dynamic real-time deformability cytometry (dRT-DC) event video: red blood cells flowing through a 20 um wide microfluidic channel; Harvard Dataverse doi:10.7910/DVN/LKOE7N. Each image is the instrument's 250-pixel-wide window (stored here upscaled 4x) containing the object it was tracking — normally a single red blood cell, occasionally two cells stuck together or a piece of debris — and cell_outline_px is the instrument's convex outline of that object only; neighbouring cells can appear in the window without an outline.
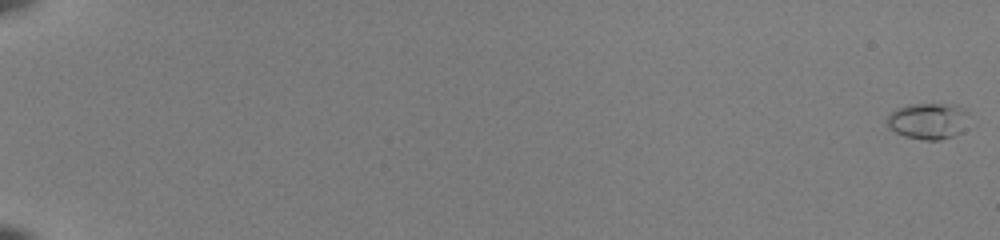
{"species": "common noctule bat (a hibernating species)", "species_latin": "Nyctalus noctula", "temperature_condition": "room temperature", "stored_images_in_passage": 55, "camera_frame_rate_fps": 3000, "um_per_image_px": 0.085, "animal": {"sex": "female", "body_mass_g": 22.0, "forearm_length_mm": 56.7}, "frame": {"image": 1, "passage_image": 1, "time_ms": 0.0, "image_size_px": [1000, 240], "cell_outline_px": [[968, 112], [960, 132], [952, 136], [940, 140], [924, 140], [904, 136], [896, 132], [888, 124], [888, 116], [896, 108], [908, 104], [956, 104], [964, 108]], "centroid_in_image_um": [78.88, 10.27], "position_along_channel_um": 6.1, "area_um2": 16.99}}
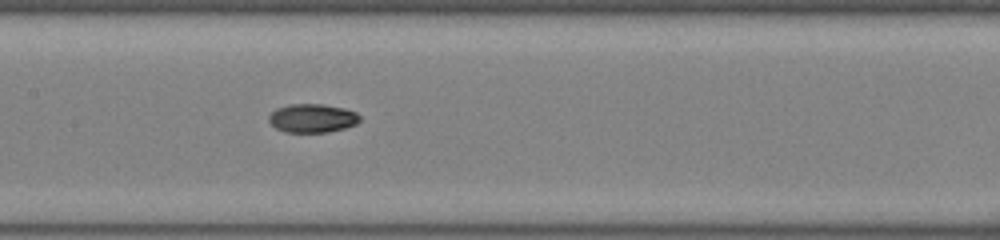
{"frame": {"image": 2, "passage_image": 31, "time_ms": 10.0, "image_size_px": [1000, 240], "cell_outline_px": [[360, 120], [356, 124], [344, 128], [328, 132], [284, 132], [276, 128], [268, 120], [268, 116], [276, 108], [288, 104], [324, 104], [344, 108], [356, 112], [360, 116]], "centroid_in_image_um": [26.54, 10.04], "position_along_channel_um": 180.9, "area_um2": 15.26}}
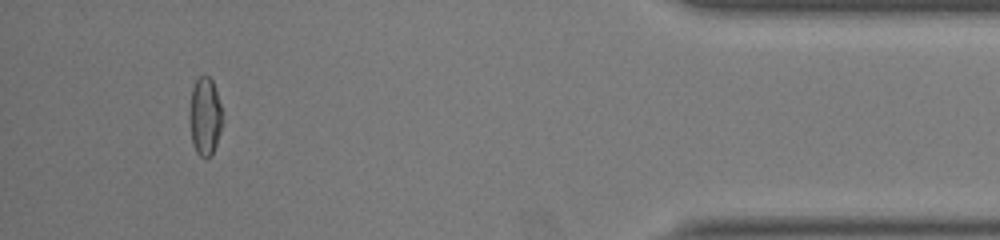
{"frame": {"image": 3, "passage_image": 52, "time_ms": 17.0, "image_size_px": [1000, 240], "cell_outline_px": [[220, 132], [212, 156], [200, 156], [196, 152], [192, 144], [188, 116], [192, 88], [196, 80], [200, 76], [208, 76], [212, 80], [220, 104]], "centroid_in_image_um": [17.37, 9.91], "position_along_channel_um": 417.8, "area_um2": 14.74}, "authors_computed_cell_mechanics": {"area_um2": 14.6812, "velocity_mm_per_s": 4.018, "shape_relaxation_time_tau1_ms": 6.518, "shape_relaxation_time_tau2_ms": 2.0093, "deformation_change_tau1": 0.1998, "deformation_change_tau2": 0.0592}}